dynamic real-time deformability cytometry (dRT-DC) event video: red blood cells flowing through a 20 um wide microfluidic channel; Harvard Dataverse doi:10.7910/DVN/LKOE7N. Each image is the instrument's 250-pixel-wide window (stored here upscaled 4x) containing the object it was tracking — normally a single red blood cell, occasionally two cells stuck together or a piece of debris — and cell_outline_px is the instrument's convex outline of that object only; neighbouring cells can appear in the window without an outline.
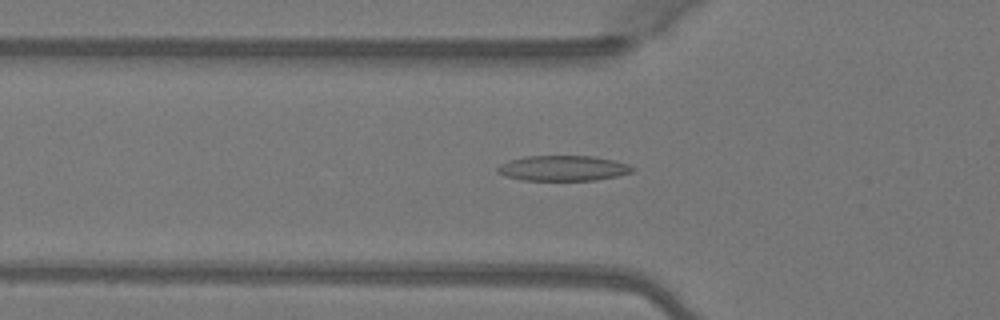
{"species": "Egyptian fruit bat (a non-hibernating species)", "species_latin": "Rousettus aegyptiacus", "temperature_condition": "warm", "stored_images_in_passage": 49, "camera_frame_rate_fps": 3000, "um_per_image_px": 0.085, "animal": {"sex": "female"}, "frame": {"image": 1, "passage_image": 16, "time_ms": 5.0, "image_size_px": [1000, 320], "cell_outline_px": [[636, 168], [632, 172], [616, 176], [596, 180], [520, 180], [496, 172], [496, 168], [500, 164], [508, 160], [524, 156], [592, 156], [612, 160], [628, 164]], "centroid_in_image_um": [47.84, 14.29], "position_along_channel_um": 78.0, "area_um2": 19.88}}
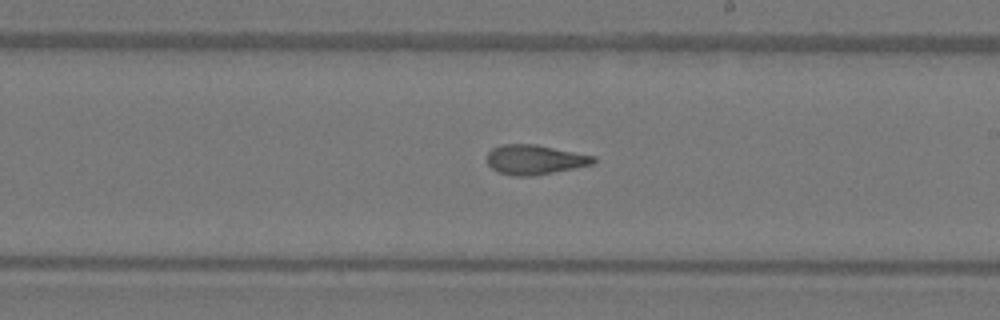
{"frame": {"image": 2, "passage_image": 28, "time_ms": 9.0, "image_size_px": [1000, 320], "cell_outline_px": [[596, 160], [592, 164], [532, 176], [512, 176], [500, 172], [492, 168], [488, 164], [488, 152], [492, 148], [504, 144], [536, 144], [596, 156]], "centroid_in_image_um": [45.45, 13.56], "position_along_channel_um": 243.5, "area_um2": 18.21}}
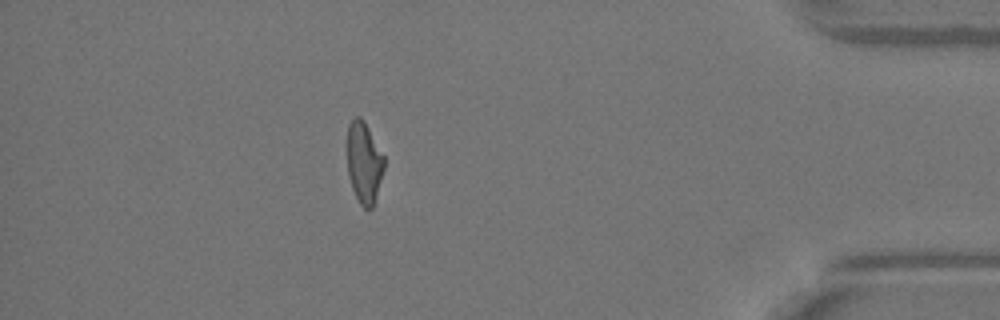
{"frame": {"image": 3, "passage_image": 43, "time_ms": 14.0, "image_size_px": [1000, 320], "cell_outline_px": [[384, 168], [372, 208], [364, 208], [360, 204], [352, 188], [348, 176], [348, 124], [356, 116], [360, 116], [364, 120], [384, 156]], "centroid_in_image_um": [30.94, 13.8], "position_along_channel_um": 404.3, "area_um2": 17.22}, "authors_computed_cell_mechanics": {"area_um2": 18.6116, "velocity_mm_per_s": 4.1155, "shape_relaxation_time_tau1_ms": 7.1931, "shape_relaxation_time_tau2_ms": 1.9813, "deformation_change_tau1": 0.2301, "deformation_change_tau2": 0.1024}}